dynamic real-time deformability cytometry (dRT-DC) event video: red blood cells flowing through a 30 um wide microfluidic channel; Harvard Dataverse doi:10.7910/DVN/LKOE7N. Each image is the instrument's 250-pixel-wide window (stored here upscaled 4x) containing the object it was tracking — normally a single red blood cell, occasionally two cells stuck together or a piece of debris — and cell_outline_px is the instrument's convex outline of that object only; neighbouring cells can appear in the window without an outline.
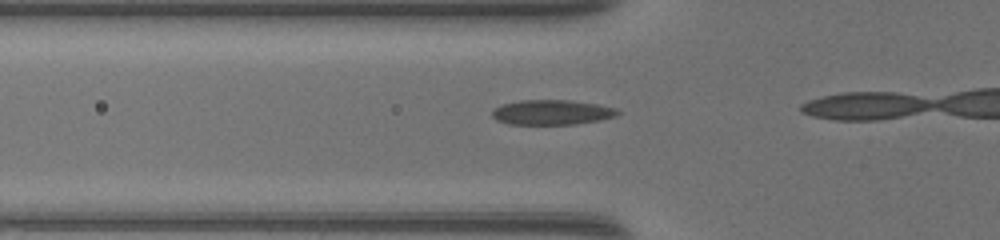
{"species": "common noctule bat (a hibernating species)", "species_latin": "Nyctalus noctula", "temperature_condition": "warm", "stored_images_in_passage": 8, "camera_frame_rate_fps": 3000, "um_per_image_px": 0.085, "animal": {"sex": "female", "body_mass_g": 17.0, "forearm_length_mm": 48.0}, "frame": {"image": 1, "passage_image": 4, "time_ms": 1.0, "image_size_px": [1000, 240], "cell_outline_px": [[620, 112], [616, 116], [600, 120], [576, 124], [508, 124], [496, 120], [492, 116], [492, 108], [500, 104], [520, 100], [572, 100], [596, 104], [616, 108]], "centroid_in_image_um": [46.87, 9.54], "position_along_channel_um": 78.9, "area_um2": 18.38}}
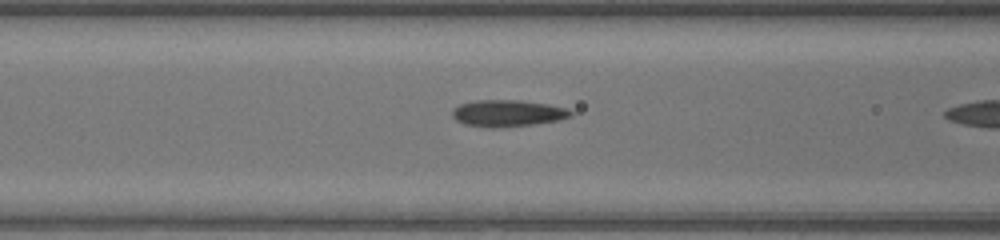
{"frame": {"image": 2, "passage_image": 7, "time_ms": 2.0, "image_size_px": [1000, 240], "cell_outline_px": [[572, 116], [560, 120], [532, 124], [500, 128], [488, 128], [464, 124], [456, 120], [452, 116], [452, 108], [460, 104], [476, 100], [520, 100], [548, 104], [568, 108], [572, 112]], "centroid_in_image_um": [43.14, 9.63], "position_along_channel_um": 123.5, "area_um2": 18.61}}